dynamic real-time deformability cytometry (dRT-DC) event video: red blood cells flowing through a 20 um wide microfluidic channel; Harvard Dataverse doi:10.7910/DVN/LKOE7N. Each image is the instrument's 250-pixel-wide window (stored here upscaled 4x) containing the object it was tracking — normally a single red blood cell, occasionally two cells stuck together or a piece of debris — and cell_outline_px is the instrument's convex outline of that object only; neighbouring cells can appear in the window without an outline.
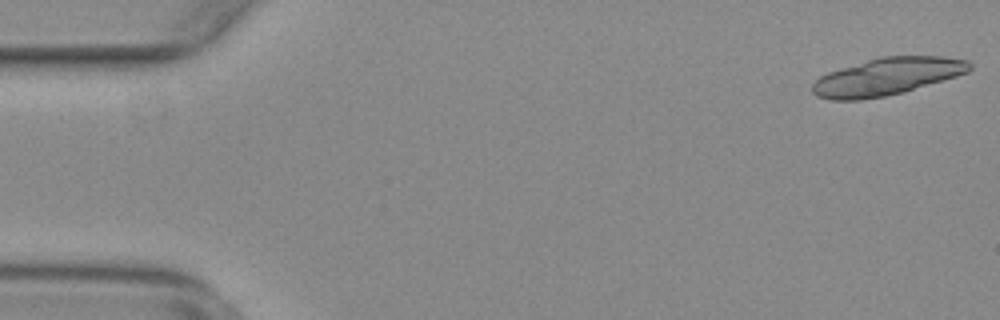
{"species": "common noctule bat (a hibernating species)", "species_latin": "Nyctalus noctula", "temperature_condition": "warm", "stored_images_in_passage": 18, "camera_frame_rate_fps": 3000, "um_per_image_px": 0.085, "animal": {"sex": "female", "body_mass_g": 29.2, "forearm_length_mm": 56.3}, "frame": {"image": 1, "passage_image": 1, "time_ms": 0.0, "image_size_px": [1000, 320], "cell_outline_px": [[972, 68], [968, 72], [956, 76], [904, 92], [884, 96], [860, 100], [832, 100], [816, 96], [812, 92], [812, 84], [820, 76], [828, 72], [840, 68], [880, 56], [944, 56], [968, 60], [972, 64]], "centroid_in_image_um": [75.4, 6.5], "position_along_channel_um": 9.6, "area_um2": 34.22}}